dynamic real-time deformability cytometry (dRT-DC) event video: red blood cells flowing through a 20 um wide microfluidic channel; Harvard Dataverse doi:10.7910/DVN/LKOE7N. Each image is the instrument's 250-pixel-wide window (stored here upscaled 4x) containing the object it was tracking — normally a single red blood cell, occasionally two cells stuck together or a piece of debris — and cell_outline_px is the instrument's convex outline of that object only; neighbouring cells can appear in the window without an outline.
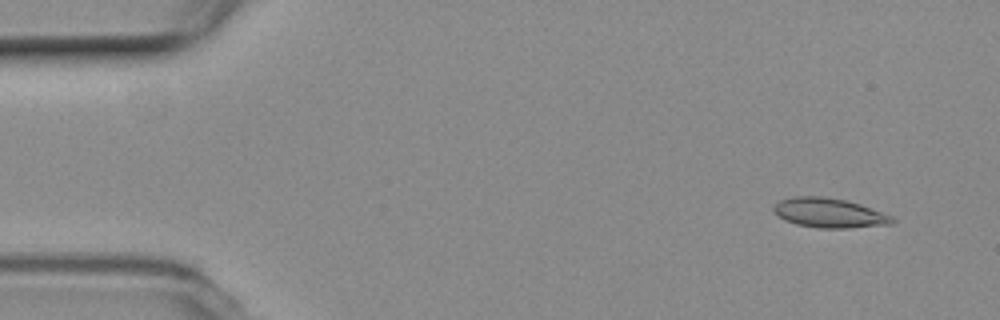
{"species": "common noctule bat (a hibernating species)", "species_latin": "Nyctalus noctula", "temperature_condition": "room temperature", "stored_images_in_passage": 54, "camera_frame_rate_fps": 3000, "um_per_image_px": 0.085, "animal": {"sex": "female", "body_mass_g": 19.3, "forearm_length_mm": 54.1}, "frame": {"image": 1, "passage_image": 4, "time_ms": 1.0, "image_size_px": [1000, 320], "cell_outline_px": [[896, 220], [892, 224], [848, 228], [816, 228], [796, 224], [784, 220], [772, 208], [780, 200], [792, 196], [824, 196], [848, 200], [860, 204], [892, 216]], "centroid_in_image_um": [70.49, 18.09], "position_along_channel_um": 14.5, "area_um2": 20.46}}
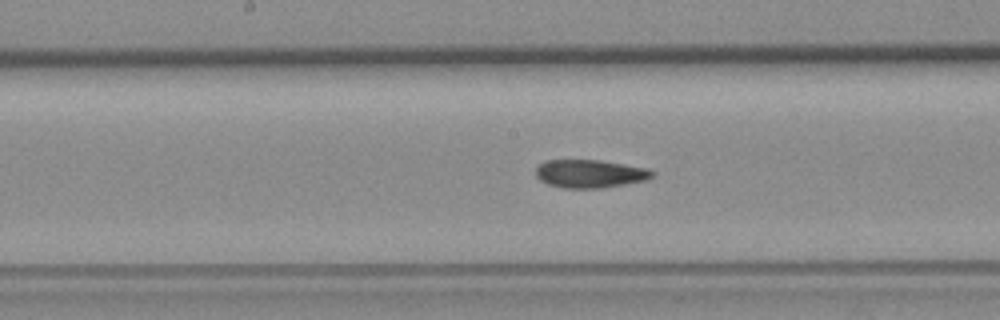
{"frame": {"image": 2, "passage_image": 27, "time_ms": 8.667, "image_size_px": [1000, 320], "cell_outline_px": [[656, 176], [648, 180], [600, 188], [564, 188], [548, 184], [540, 180], [536, 176], [536, 168], [544, 160], [600, 160], [648, 168], [656, 172]], "centroid_in_image_um": [50.19, 14.76], "position_along_channel_um": 198.0, "area_um2": 19.25}}
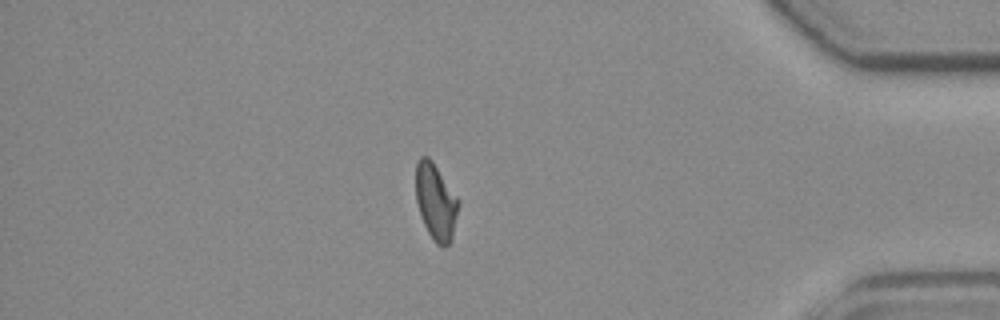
{"frame": {"image": 3, "passage_image": 46, "time_ms": 15.0, "image_size_px": [1000, 320], "cell_outline_px": [[460, 200], [452, 240], [444, 248], [436, 244], [432, 240], [424, 224], [416, 200], [416, 160], [420, 156], [428, 156], [432, 160]], "centroid_in_image_um": [37.05, 17.15], "position_along_channel_um": 398.1, "area_um2": 19.13}, "authors_computed_cell_mechanics": {"area_um2": 19.3052, "velocity_mm_per_s": 3.7791, "shape_relaxation_time_tau1_ms": null, "shape_relaxation_time_tau2_ms": 4.0843, "deformation_change_tau1": null, "deformation_change_tau2": 0.1047}}